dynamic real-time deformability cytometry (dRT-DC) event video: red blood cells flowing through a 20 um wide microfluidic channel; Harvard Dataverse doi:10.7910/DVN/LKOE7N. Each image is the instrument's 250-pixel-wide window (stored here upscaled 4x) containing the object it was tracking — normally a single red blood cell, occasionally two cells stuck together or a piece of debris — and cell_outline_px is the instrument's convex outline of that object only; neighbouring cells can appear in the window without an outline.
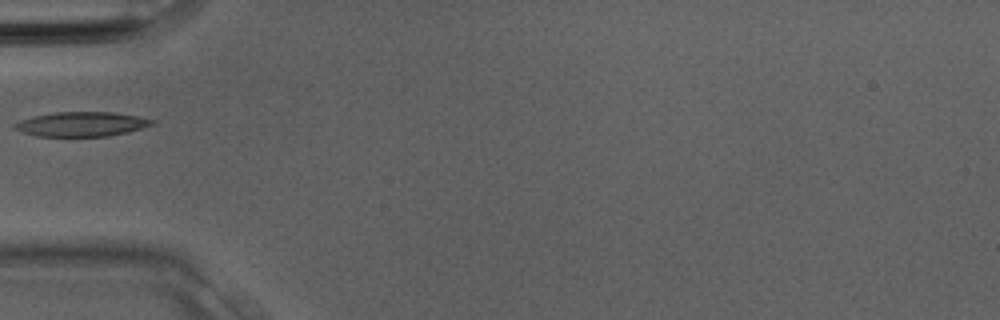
{"species": "Egyptian fruit bat (a non-hibernating species)", "species_latin": "Rousettus aegyptiacus", "temperature_condition": "room temperature", "stored_images_in_passage": 1, "camera_frame_rate_fps": 3000, "um_per_image_px": 0.085, "animal": {"sex": "male"}, "frame": {"image": 1, "passage_image": 1, "time_ms": 0.0, "image_size_px": [1000, 320], "cell_outline_px": [[156, 124], [108, 136], [36, 136], [12, 128], [12, 124], [20, 120], [32, 116], [56, 112], [112, 112], [136, 116], [156, 120]], "centroid_in_image_um": [6.89, 10.54], "position_along_channel_um": 78.1, "area_um2": 19.54}}